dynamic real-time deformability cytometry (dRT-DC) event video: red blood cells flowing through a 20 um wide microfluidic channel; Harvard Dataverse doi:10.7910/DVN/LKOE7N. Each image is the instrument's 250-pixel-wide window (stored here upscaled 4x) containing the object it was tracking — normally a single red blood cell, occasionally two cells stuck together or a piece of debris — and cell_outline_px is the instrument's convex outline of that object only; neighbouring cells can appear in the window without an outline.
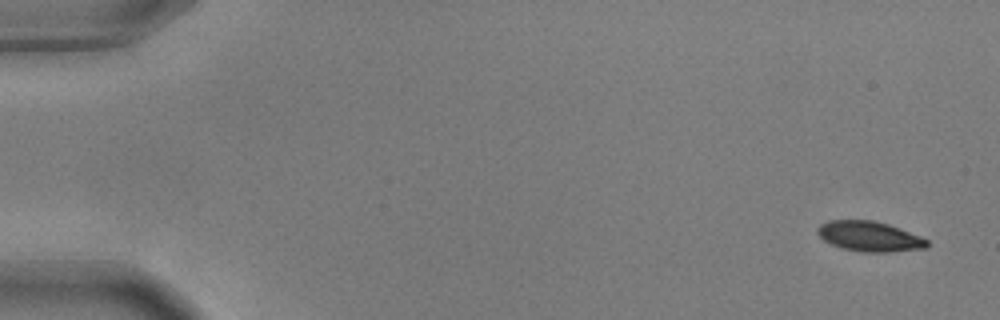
{"species": "common noctule bat (a hibernating species)", "species_latin": "Nyctalus noctula", "temperature_condition": "warm", "stored_images_in_passage": 3, "camera_frame_rate_fps": 3000, "um_per_image_px": 0.085, "animal": {"sex": "male", "body_mass_g": 17.9, "forearm_length_mm": 54.2}, "frame": {"image": 1, "passage_image": 3, "time_ms": 0.667, "image_size_px": [1000, 320], "cell_outline_px": [[928, 248], [888, 252], [864, 252], [840, 248], [824, 240], [816, 232], [816, 228], [820, 224], [828, 220], [872, 220], [888, 224], [900, 228], [920, 236], [928, 240]], "centroid_in_image_um": [73.9, 20.09], "position_along_channel_um": 11.1, "area_um2": 19.31}}